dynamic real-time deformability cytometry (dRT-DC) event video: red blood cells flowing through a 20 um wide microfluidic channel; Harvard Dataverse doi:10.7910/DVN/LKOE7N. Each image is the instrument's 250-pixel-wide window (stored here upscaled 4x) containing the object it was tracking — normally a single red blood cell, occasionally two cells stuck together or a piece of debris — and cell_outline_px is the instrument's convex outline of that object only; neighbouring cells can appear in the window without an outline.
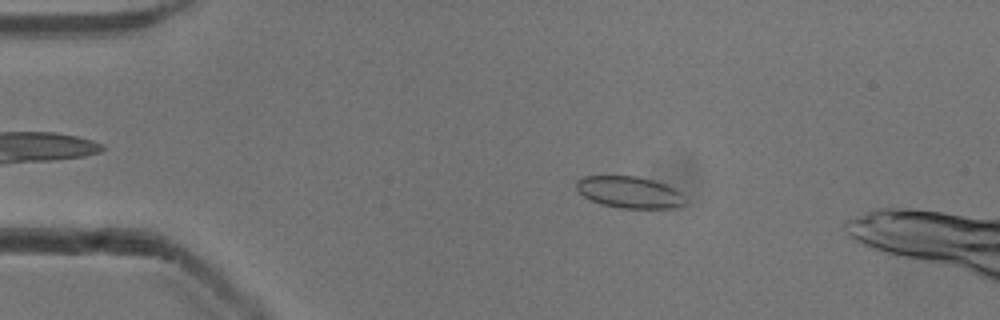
{"species": "common noctule bat (a hibernating species)", "species_latin": "Nyctalus noctula", "temperature_condition": "cold", "stored_images_in_passage": 53, "camera_frame_rate_fps": 3000, "um_per_image_px": 0.085, "animal": {"sex": "male", "body_mass_g": 13.3}, "frame": {"image": 1, "passage_image": 10, "time_ms": 3.0, "image_size_px": [1000, 320], "cell_outline_px": [[684, 204], [672, 208], [620, 208], [600, 204], [584, 196], [576, 188], [576, 180], [584, 176], [648, 176], [680, 192], [684, 200]], "centroid_in_image_um": [53.48, 16.32], "position_along_channel_um": 31.5, "area_um2": 20.11}}
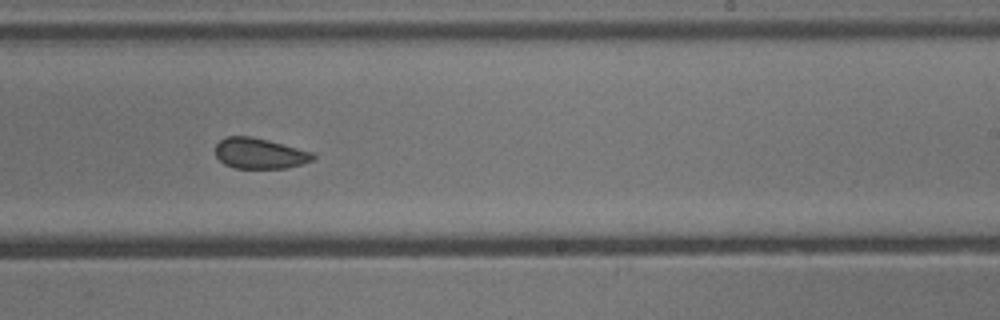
{"frame": {"image": 2, "passage_image": 32, "time_ms": 10.333, "image_size_px": [1000, 320], "cell_outline_px": [[316, 156], [312, 160], [300, 164], [284, 168], [236, 168], [224, 164], [216, 156], [216, 144], [224, 136], [252, 136], [268, 140], [312, 152]], "centroid_in_image_um": [22.03, 13.03], "position_along_channel_um": 267.0, "area_um2": 17.28}}
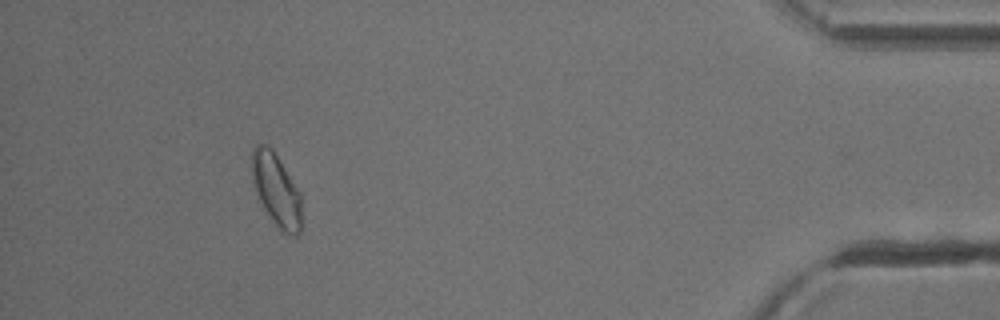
{"frame": {"image": 3, "passage_image": 48, "time_ms": 15.667, "image_size_px": [1000, 320], "cell_outline_px": [[300, 232], [296, 236], [288, 236], [272, 220], [264, 208], [256, 192], [252, 180], [252, 148], [256, 144], [268, 144], [272, 148], [300, 192]], "centroid_in_image_um": [23.47, 16.11], "position_along_channel_um": 411.7, "area_um2": 20.75}, "authors_computed_cell_mechanics": {"area_um2": 19.074, "velocity_mm_per_s": 3.8848, "shape_relaxation_time_tau1_ms": null, "shape_relaxation_time_tau2_ms": 2.4343, "deformation_change_tau1": null, "deformation_change_tau2": 0.0652}}